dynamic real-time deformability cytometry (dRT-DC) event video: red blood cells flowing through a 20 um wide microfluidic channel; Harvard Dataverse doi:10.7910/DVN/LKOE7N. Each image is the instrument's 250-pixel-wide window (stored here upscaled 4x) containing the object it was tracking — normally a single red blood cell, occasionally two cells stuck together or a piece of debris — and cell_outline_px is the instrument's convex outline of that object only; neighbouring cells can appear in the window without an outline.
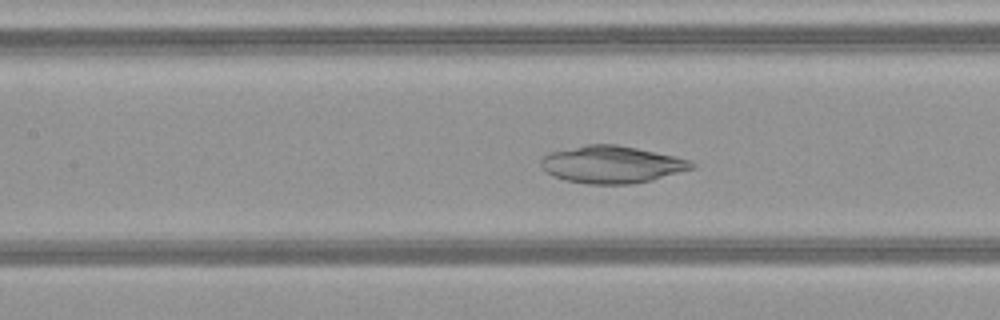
{"species": "common noctule bat (a hibernating species)", "species_latin": "Nyctalus noctula", "temperature_condition": "warm", "stored_images_in_passage": 39, "camera_frame_rate_fps": 3000, "um_per_image_px": 0.085, "animal": {"sex": "female", "body_mass_g": 21.9}, "frame": {"image": 1, "passage_image": 12, "time_ms": 3.667, "image_size_px": [1000, 320], "cell_outline_px": [[696, 168], [652, 180], [632, 184], [584, 184], [564, 180], [548, 172], [540, 164], [540, 160], [548, 152], [584, 144], [616, 144], [676, 156], [692, 160], [696, 164]], "centroid_in_image_um": [52.03, 13.98], "position_along_channel_um": 155.4, "area_um2": 33.0}}
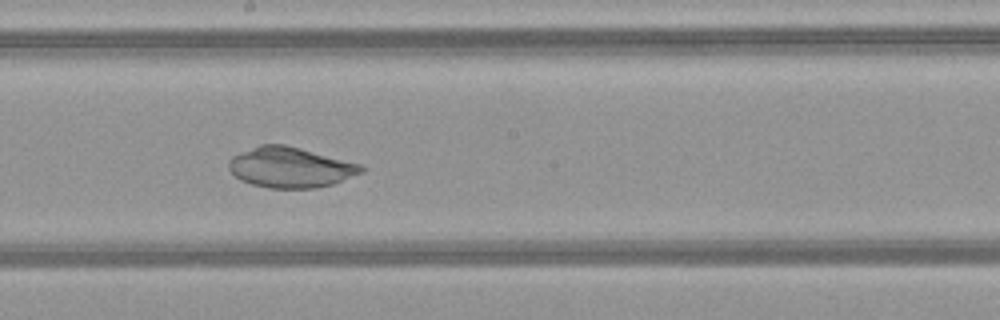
{"frame": {"image": 2, "passage_image": 17, "time_ms": 5.333, "image_size_px": [1000, 320], "cell_outline_px": [[364, 172], [332, 184], [316, 188], [268, 188], [252, 184], [240, 180], [228, 168], [228, 160], [232, 156], [240, 152], [260, 144], [284, 144], [300, 148], [360, 164], [364, 168]], "centroid_in_image_um": [24.65, 14.23], "position_along_channel_um": 223.5, "area_um2": 31.1}}
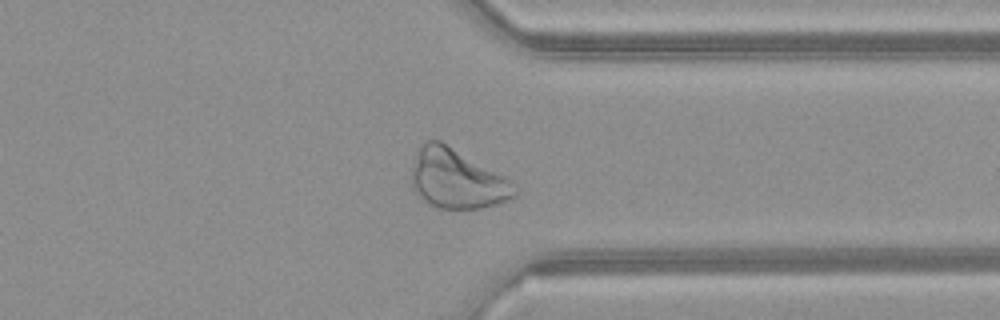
{"frame": {"image": 3, "passage_image": 28, "time_ms": 9.0, "image_size_px": [1000, 320], "cell_outline_px": [[520, 192], [516, 196], [508, 200], [496, 204], [480, 208], [440, 208], [424, 200], [412, 188], [412, 168], [420, 144], [428, 140], [440, 140], [504, 176], [520, 188]], "centroid_in_image_um": [38.87, 15.21], "position_along_channel_um": 372.5, "area_um2": 35.43}}